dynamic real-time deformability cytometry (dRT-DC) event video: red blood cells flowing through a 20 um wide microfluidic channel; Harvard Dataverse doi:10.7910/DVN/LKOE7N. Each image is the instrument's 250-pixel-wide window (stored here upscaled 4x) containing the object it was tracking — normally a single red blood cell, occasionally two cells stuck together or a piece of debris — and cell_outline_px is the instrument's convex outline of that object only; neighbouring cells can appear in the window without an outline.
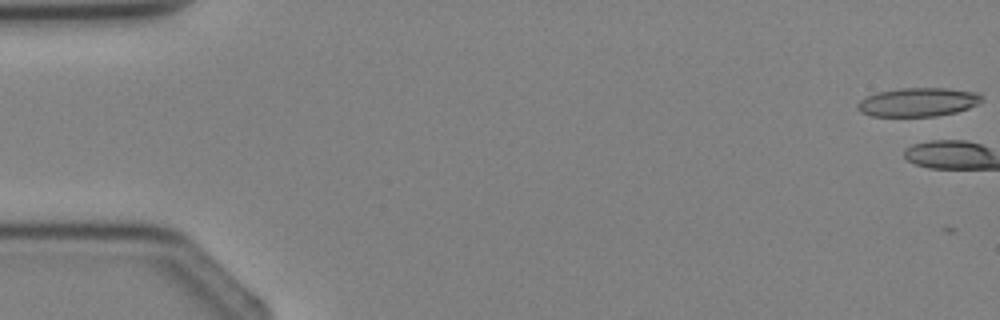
{"species": "Egyptian fruit bat (a non-hibernating species)", "species_latin": "Rousettus aegyptiacus", "temperature_condition": "cold", "stored_images_in_passage": 6, "segment_of_instrument_passage": [1, 2], "camera_frame_rate_fps": 3000, "um_per_image_px": 0.085, "animal": {"sex": "female"}, "frame": {"image": 1, "passage_image": 1, "time_ms": 0.0, "image_size_px": [1000, 320], "cell_outline_px": [[984, 100], [968, 108], [956, 112], [936, 116], [872, 116], [860, 112], [856, 108], [856, 104], [860, 100], [876, 92], [900, 88], [948, 88], [980, 92], [984, 96]], "centroid_in_image_um": [78.06, 8.67], "position_along_channel_um": 6.9, "area_um2": 21.04}}
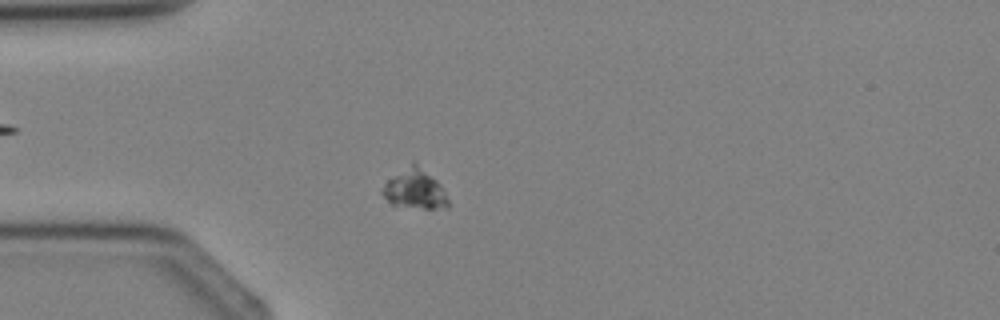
{"frame": {"image": 2, "passage_image": 5, "time_ms": 4.667, "image_size_px": [1000, 320], "cell_outline_px": [[448, 208], [424, 208], [392, 204], [380, 192], [384, 184], [388, 180], [412, 164], [416, 164], [436, 180], [440, 184], [448, 200]], "centroid_in_image_um": [35.27, 16.11], "position_along_channel_um": 49.7, "area_um2": 14.39}}